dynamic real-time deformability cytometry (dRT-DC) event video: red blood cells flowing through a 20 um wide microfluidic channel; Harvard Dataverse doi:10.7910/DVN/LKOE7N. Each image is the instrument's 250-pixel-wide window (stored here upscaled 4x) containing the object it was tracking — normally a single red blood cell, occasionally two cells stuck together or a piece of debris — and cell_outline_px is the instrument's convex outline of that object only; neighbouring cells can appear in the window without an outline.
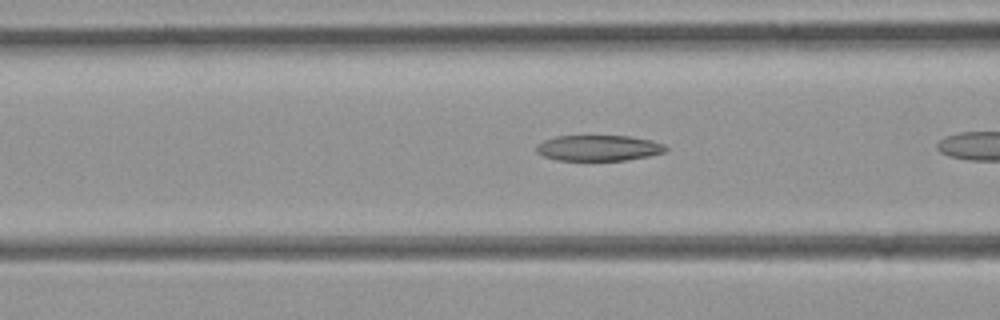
{"species": "common noctule bat (a hibernating species)", "species_latin": "Nyctalus noctula", "temperature_condition": "room temperature", "stored_images_in_passage": 15, "camera_frame_rate_fps": 3000, "um_per_image_px": 0.085, "animal": {"sex": "female", "body_mass_g": 21.9}, "frame": {"image": 1, "passage_image": 5, "time_ms": 1.333, "image_size_px": [1000, 320], "cell_outline_px": [[668, 148], [664, 152], [648, 156], [628, 160], [556, 160], [544, 156], [536, 152], [536, 144], [544, 140], [556, 136], [628, 136], [652, 140], [664, 144]], "centroid_in_image_um": [50.87, 12.58], "position_along_channel_um": 115.7, "area_um2": 19.42}}
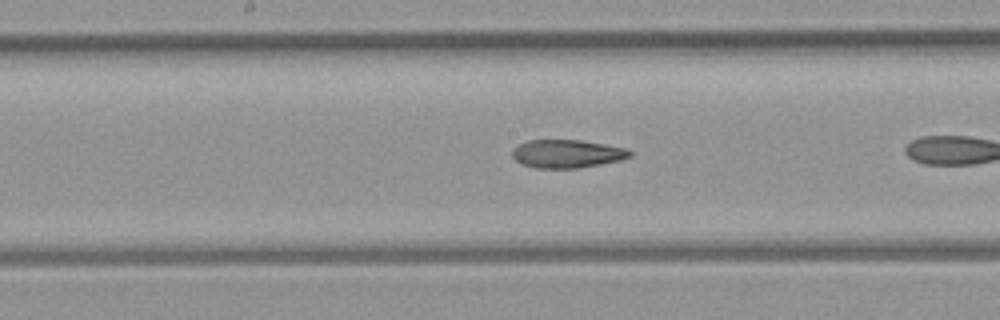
{"frame": {"image": 2, "passage_image": 11, "time_ms": 3.333, "image_size_px": [1000, 320], "cell_outline_px": [[632, 156], [620, 160], [580, 168], [536, 168], [520, 164], [512, 156], [512, 148], [528, 140], [580, 140], [624, 148], [632, 152]], "centroid_in_image_um": [48.16, 13.07], "position_along_channel_um": 200.0, "area_um2": 19.25}}